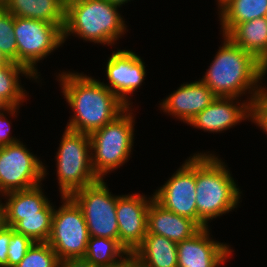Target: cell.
I'll list each match as a JSON object with an SVG mask.
<instances>
[{
    "instance_id": "1",
    "label": "cell",
    "mask_w": 267,
    "mask_h": 267,
    "mask_svg": "<svg viewBox=\"0 0 267 267\" xmlns=\"http://www.w3.org/2000/svg\"><path fill=\"white\" fill-rule=\"evenodd\" d=\"M57 78L64 98L74 111L67 129L90 135L127 108L111 90L93 77L68 71Z\"/></svg>"
},
{
    "instance_id": "2",
    "label": "cell",
    "mask_w": 267,
    "mask_h": 267,
    "mask_svg": "<svg viewBox=\"0 0 267 267\" xmlns=\"http://www.w3.org/2000/svg\"><path fill=\"white\" fill-rule=\"evenodd\" d=\"M224 43L219 47L212 63L201 81L217 97H241L247 92L250 103L265 93L260 86L261 80L267 73L265 65L254 55L234 44L223 35Z\"/></svg>"
},
{
    "instance_id": "3",
    "label": "cell",
    "mask_w": 267,
    "mask_h": 267,
    "mask_svg": "<svg viewBox=\"0 0 267 267\" xmlns=\"http://www.w3.org/2000/svg\"><path fill=\"white\" fill-rule=\"evenodd\" d=\"M224 163L214 154H196L197 224L201 228L240 203L241 192Z\"/></svg>"
},
{
    "instance_id": "4",
    "label": "cell",
    "mask_w": 267,
    "mask_h": 267,
    "mask_svg": "<svg viewBox=\"0 0 267 267\" xmlns=\"http://www.w3.org/2000/svg\"><path fill=\"white\" fill-rule=\"evenodd\" d=\"M118 7L107 0H77L66 5L64 42L77 34L85 41L114 45L126 31Z\"/></svg>"
},
{
    "instance_id": "5",
    "label": "cell",
    "mask_w": 267,
    "mask_h": 267,
    "mask_svg": "<svg viewBox=\"0 0 267 267\" xmlns=\"http://www.w3.org/2000/svg\"><path fill=\"white\" fill-rule=\"evenodd\" d=\"M130 109L127 107L114 120L90 134L91 164L99 179L120 168L131 157L135 120Z\"/></svg>"
},
{
    "instance_id": "6",
    "label": "cell",
    "mask_w": 267,
    "mask_h": 267,
    "mask_svg": "<svg viewBox=\"0 0 267 267\" xmlns=\"http://www.w3.org/2000/svg\"><path fill=\"white\" fill-rule=\"evenodd\" d=\"M61 197L71 196L99 178L91 164L90 135L65 129L56 154Z\"/></svg>"
},
{
    "instance_id": "7",
    "label": "cell",
    "mask_w": 267,
    "mask_h": 267,
    "mask_svg": "<svg viewBox=\"0 0 267 267\" xmlns=\"http://www.w3.org/2000/svg\"><path fill=\"white\" fill-rule=\"evenodd\" d=\"M63 28L49 22L14 17L18 64L24 66L36 79L40 76L35 67L37 62L64 43Z\"/></svg>"
},
{
    "instance_id": "8",
    "label": "cell",
    "mask_w": 267,
    "mask_h": 267,
    "mask_svg": "<svg viewBox=\"0 0 267 267\" xmlns=\"http://www.w3.org/2000/svg\"><path fill=\"white\" fill-rule=\"evenodd\" d=\"M62 203L54 209L47 243L60 261L83 258L90 237L83 212L70 196L62 197Z\"/></svg>"
},
{
    "instance_id": "9",
    "label": "cell",
    "mask_w": 267,
    "mask_h": 267,
    "mask_svg": "<svg viewBox=\"0 0 267 267\" xmlns=\"http://www.w3.org/2000/svg\"><path fill=\"white\" fill-rule=\"evenodd\" d=\"M70 197L83 212L89 236L109 238L119 242L116 216L118 196L109 192L103 179L81 188Z\"/></svg>"
},
{
    "instance_id": "10",
    "label": "cell",
    "mask_w": 267,
    "mask_h": 267,
    "mask_svg": "<svg viewBox=\"0 0 267 267\" xmlns=\"http://www.w3.org/2000/svg\"><path fill=\"white\" fill-rule=\"evenodd\" d=\"M21 141L0 148V195L36 187L47 170Z\"/></svg>"
},
{
    "instance_id": "11",
    "label": "cell",
    "mask_w": 267,
    "mask_h": 267,
    "mask_svg": "<svg viewBox=\"0 0 267 267\" xmlns=\"http://www.w3.org/2000/svg\"><path fill=\"white\" fill-rule=\"evenodd\" d=\"M196 154L177 169L171 178L152 195L166 210L194 220L197 223L196 208Z\"/></svg>"
},
{
    "instance_id": "12",
    "label": "cell",
    "mask_w": 267,
    "mask_h": 267,
    "mask_svg": "<svg viewBox=\"0 0 267 267\" xmlns=\"http://www.w3.org/2000/svg\"><path fill=\"white\" fill-rule=\"evenodd\" d=\"M153 196L141 194L118 195L116 216L119 228V243L131 255L147 234V213Z\"/></svg>"
},
{
    "instance_id": "13",
    "label": "cell",
    "mask_w": 267,
    "mask_h": 267,
    "mask_svg": "<svg viewBox=\"0 0 267 267\" xmlns=\"http://www.w3.org/2000/svg\"><path fill=\"white\" fill-rule=\"evenodd\" d=\"M108 58L106 75L109 84L102 82L127 107L131 105L129 94L138 89L146 76L145 63L132 50L113 51Z\"/></svg>"
},
{
    "instance_id": "14",
    "label": "cell",
    "mask_w": 267,
    "mask_h": 267,
    "mask_svg": "<svg viewBox=\"0 0 267 267\" xmlns=\"http://www.w3.org/2000/svg\"><path fill=\"white\" fill-rule=\"evenodd\" d=\"M208 227L177 243L178 267H219L231 255L229 245L210 238Z\"/></svg>"
},
{
    "instance_id": "15",
    "label": "cell",
    "mask_w": 267,
    "mask_h": 267,
    "mask_svg": "<svg viewBox=\"0 0 267 267\" xmlns=\"http://www.w3.org/2000/svg\"><path fill=\"white\" fill-rule=\"evenodd\" d=\"M236 100L238 98L217 97L203 111L199 112L188 125L207 132L218 133L229 130L242 120H251L252 104L250 100L242 103L239 102L241 100Z\"/></svg>"
},
{
    "instance_id": "16",
    "label": "cell",
    "mask_w": 267,
    "mask_h": 267,
    "mask_svg": "<svg viewBox=\"0 0 267 267\" xmlns=\"http://www.w3.org/2000/svg\"><path fill=\"white\" fill-rule=\"evenodd\" d=\"M217 96L201 80L183 83L163 100L161 109L188 124L199 112L211 104Z\"/></svg>"
},
{
    "instance_id": "17",
    "label": "cell",
    "mask_w": 267,
    "mask_h": 267,
    "mask_svg": "<svg viewBox=\"0 0 267 267\" xmlns=\"http://www.w3.org/2000/svg\"><path fill=\"white\" fill-rule=\"evenodd\" d=\"M202 228L189 218L166 210L154 199L148 207L147 233L164 236L176 243L193 237Z\"/></svg>"
},
{
    "instance_id": "18",
    "label": "cell",
    "mask_w": 267,
    "mask_h": 267,
    "mask_svg": "<svg viewBox=\"0 0 267 267\" xmlns=\"http://www.w3.org/2000/svg\"><path fill=\"white\" fill-rule=\"evenodd\" d=\"M42 190L40 184L1 195L8 199L3 203L4 225L14 227L21 216L40 215V211L50 202Z\"/></svg>"
},
{
    "instance_id": "19",
    "label": "cell",
    "mask_w": 267,
    "mask_h": 267,
    "mask_svg": "<svg viewBox=\"0 0 267 267\" xmlns=\"http://www.w3.org/2000/svg\"><path fill=\"white\" fill-rule=\"evenodd\" d=\"M0 4L14 17L65 24L66 6L62 0H0Z\"/></svg>"
},
{
    "instance_id": "20",
    "label": "cell",
    "mask_w": 267,
    "mask_h": 267,
    "mask_svg": "<svg viewBox=\"0 0 267 267\" xmlns=\"http://www.w3.org/2000/svg\"><path fill=\"white\" fill-rule=\"evenodd\" d=\"M226 36L254 55L267 70V16L239 23Z\"/></svg>"
},
{
    "instance_id": "21",
    "label": "cell",
    "mask_w": 267,
    "mask_h": 267,
    "mask_svg": "<svg viewBox=\"0 0 267 267\" xmlns=\"http://www.w3.org/2000/svg\"><path fill=\"white\" fill-rule=\"evenodd\" d=\"M131 256L144 267H178L177 243L156 234L147 233Z\"/></svg>"
},
{
    "instance_id": "22",
    "label": "cell",
    "mask_w": 267,
    "mask_h": 267,
    "mask_svg": "<svg viewBox=\"0 0 267 267\" xmlns=\"http://www.w3.org/2000/svg\"><path fill=\"white\" fill-rule=\"evenodd\" d=\"M130 256L117 240L90 236L83 258L97 267H119Z\"/></svg>"
},
{
    "instance_id": "23",
    "label": "cell",
    "mask_w": 267,
    "mask_h": 267,
    "mask_svg": "<svg viewBox=\"0 0 267 267\" xmlns=\"http://www.w3.org/2000/svg\"><path fill=\"white\" fill-rule=\"evenodd\" d=\"M223 35L237 24L267 16V0H231L219 11Z\"/></svg>"
},
{
    "instance_id": "24",
    "label": "cell",
    "mask_w": 267,
    "mask_h": 267,
    "mask_svg": "<svg viewBox=\"0 0 267 267\" xmlns=\"http://www.w3.org/2000/svg\"><path fill=\"white\" fill-rule=\"evenodd\" d=\"M20 74L36 78L22 65L12 62L0 67V107H20L26 97V90L20 85Z\"/></svg>"
},
{
    "instance_id": "25",
    "label": "cell",
    "mask_w": 267,
    "mask_h": 267,
    "mask_svg": "<svg viewBox=\"0 0 267 267\" xmlns=\"http://www.w3.org/2000/svg\"><path fill=\"white\" fill-rule=\"evenodd\" d=\"M48 203L41 211L40 215L21 216V220L13 227L33 242H47L51 233L52 216L54 205Z\"/></svg>"
},
{
    "instance_id": "26",
    "label": "cell",
    "mask_w": 267,
    "mask_h": 267,
    "mask_svg": "<svg viewBox=\"0 0 267 267\" xmlns=\"http://www.w3.org/2000/svg\"><path fill=\"white\" fill-rule=\"evenodd\" d=\"M59 261L47 242H34L16 267H58Z\"/></svg>"
},
{
    "instance_id": "27",
    "label": "cell",
    "mask_w": 267,
    "mask_h": 267,
    "mask_svg": "<svg viewBox=\"0 0 267 267\" xmlns=\"http://www.w3.org/2000/svg\"><path fill=\"white\" fill-rule=\"evenodd\" d=\"M14 16L0 4V50L18 64V48L13 31Z\"/></svg>"
},
{
    "instance_id": "28",
    "label": "cell",
    "mask_w": 267,
    "mask_h": 267,
    "mask_svg": "<svg viewBox=\"0 0 267 267\" xmlns=\"http://www.w3.org/2000/svg\"><path fill=\"white\" fill-rule=\"evenodd\" d=\"M33 243L34 242L30 238L16 232L14 228L11 227V237L8 246V267H16Z\"/></svg>"
},
{
    "instance_id": "29",
    "label": "cell",
    "mask_w": 267,
    "mask_h": 267,
    "mask_svg": "<svg viewBox=\"0 0 267 267\" xmlns=\"http://www.w3.org/2000/svg\"><path fill=\"white\" fill-rule=\"evenodd\" d=\"M17 110V111H16ZM19 110V106L17 107H0V148L9 144L16 143L19 141L17 138L10 136L11 134V122L7 120L5 117L6 113L11 116H15ZM3 111V112H2ZM5 113V115H4Z\"/></svg>"
},
{
    "instance_id": "30",
    "label": "cell",
    "mask_w": 267,
    "mask_h": 267,
    "mask_svg": "<svg viewBox=\"0 0 267 267\" xmlns=\"http://www.w3.org/2000/svg\"><path fill=\"white\" fill-rule=\"evenodd\" d=\"M251 121L267 134V94L257 97L251 106Z\"/></svg>"
},
{
    "instance_id": "31",
    "label": "cell",
    "mask_w": 267,
    "mask_h": 267,
    "mask_svg": "<svg viewBox=\"0 0 267 267\" xmlns=\"http://www.w3.org/2000/svg\"><path fill=\"white\" fill-rule=\"evenodd\" d=\"M11 237V227L2 225L0 228V267H8V246Z\"/></svg>"
},
{
    "instance_id": "32",
    "label": "cell",
    "mask_w": 267,
    "mask_h": 267,
    "mask_svg": "<svg viewBox=\"0 0 267 267\" xmlns=\"http://www.w3.org/2000/svg\"><path fill=\"white\" fill-rule=\"evenodd\" d=\"M58 267H97L84 258L66 259L59 261Z\"/></svg>"
},
{
    "instance_id": "33",
    "label": "cell",
    "mask_w": 267,
    "mask_h": 267,
    "mask_svg": "<svg viewBox=\"0 0 267 267\" xmlns=\"http://www.w3.org/2000/svg\"><path fill=\"white\" fill-rule=\"evenodd\" d=\"M12 61L0 50V67L8 66Z\"/></svg>"
},
{
    "instance_id": "34",
    "label": "cell",
    "mask_w": 267,
    "mask_h": 267,
    "mask_svg": "<svg viewBox=\"0 0 267 267\" xmlns=\"http://www.w3.org/2000/svg\"><path fill=\"white\" fill-rule=\"evenodd\" d=\"M107 1L110 2L111 4L119 6L120 8L122 4L127 3L130 0H107Z\"/></svg>"
},
{
    "instance_id": "35",
    "label": "cell",
    "mask_w": 267,
    "mask_h": 267,
    "mask_svg": "<svg viewBox=\"0 0 267 267\" xmlns=\"http://www.w3.org/2000/svg\"><path fill=\"white\" fill-rule=\"evenodd\" d=\"M2 201L0 200V228L2 227V225L4 224V216H3V203H1Z\"/></svg>"
},
{
    "instance_id": "36",
    "label": "cell",
    "mask_w": 267,
    "mask_h": 267,
    "mask_svg": "<svg viewBox=\"0 0 267 267\" xmlns=\"http://www.w3.org/2000/svg\"><path fill=\"white\" fill-rule=\"evenodd\" d=\"M231 0H217L218 9H222L226 4H228Z\"/></svg>"
},
{
    "instance_id": "37",
    "label": "cell",
    "mask_w": 267,
    "mask_h": 267,
    "mask_svg": "<svg viewBox=\"0 0 267 267\" xmlns=\"http://www.w3.org/2000/svg\"><path fill=\"white\" fill-rule=\"evenodd\" d=\"M119 267H132V256L129 257L128 261Z\"/></svg>"
},
{
    "instance_id": "38",
    "label": "cell",
    "mask_w": 267,
    "mask_h": 267,
    "mask_svg": "<svg viewBox=\"0 0 267 267\" xmlns=\"http://www.w3.org/2000/svg\"><path fill=\"white\" fill-rule=\"evenodd\" d=\"M132 267H144L132 257Z\"/></svg>"
},
{
    "instance_id": "39",
    "label": "cell",
    "mask_w": 267,
    "mask_h": 267,
    "mask_svg": "<svg viewBox=\"0 0 267 267\" xmlns=\"http://www.w3.org/2000/svg\"><path fill=\"white\" fill-rule=\"evenodd\" d=\"M62 1H63L64 5L66 6V5H68L74 1H77V0H62Z\"/></svg>"
}]
</instances>
